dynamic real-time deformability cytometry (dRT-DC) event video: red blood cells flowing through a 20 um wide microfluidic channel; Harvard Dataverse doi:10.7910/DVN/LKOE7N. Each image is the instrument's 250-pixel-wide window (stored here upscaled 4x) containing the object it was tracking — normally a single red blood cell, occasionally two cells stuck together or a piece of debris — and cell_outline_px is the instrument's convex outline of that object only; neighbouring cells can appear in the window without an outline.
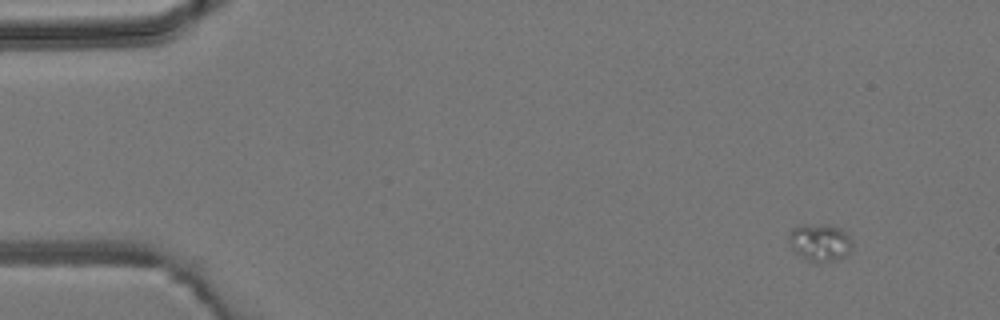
{"species": "common noctule bat (a hibernating species)", "species_latin": "Nyctalus noctula", "temperature_condition": "room temperature", "stored_images_in_passage": 3, "camera_frame_rate_fps": 3000, "um_per_image_px": 0.085, "animal": {"sex": "male", "body_mass_g": 19.2, "forearm_length_mm": 51.8}, "frame": {"image": 1, "passage_image": 1, "time_ms": 0.0, "image_size_px": [1000, 320], "cell_outline_px": [[852, 244], [848, 252], [840, 260], [816, 264], [812, 264], [796, 252], [792, 248], [788, 240], [788, 236], [792, 228], [804, 224], [824, 224], [840, 228], [852, 240]], "centroid_in_image_um": [69.67, 20.63], "position_along_channel_um": 15.3, "area_um2": 14.05}}